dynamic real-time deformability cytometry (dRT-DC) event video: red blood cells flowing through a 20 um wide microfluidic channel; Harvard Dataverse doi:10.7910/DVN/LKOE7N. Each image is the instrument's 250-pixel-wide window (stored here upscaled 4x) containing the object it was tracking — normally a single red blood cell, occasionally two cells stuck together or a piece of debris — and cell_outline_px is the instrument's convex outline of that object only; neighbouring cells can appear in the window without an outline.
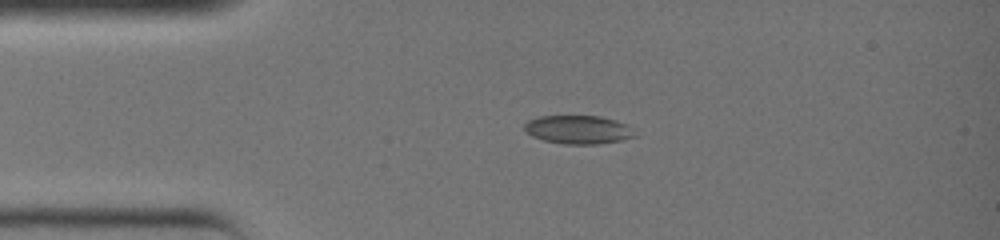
{"species": "common noctule bat (a hibernating species)", "species_latin": "Nyctalus noctula", "temperature_condition": "warm", "stored_images_in_passage": 3, "camera_frame_rate_fps": 3000, "um_per_image_px": 0.085, "animal": {"sex": "female", "body_mass_g": 19.0, "forearm_length_mm": 51.5}, "frame": {"image": 1, "passage_image": 1, "time_ms": 0.0, "image_size_px": [1000, 240], "cell_outline_px": [[636, 136], [620, 140], [596, 144], [564, 144], [544, 140], [532, 136], [524, 132], [524, 124], [528, 120], [540, 116], [600, 116], [616, 120], [628, 124]], "centroid_in_image_um": [49.12, 11.01], "position_along_channel_um": 35.9, "area_um2": 18.32}}